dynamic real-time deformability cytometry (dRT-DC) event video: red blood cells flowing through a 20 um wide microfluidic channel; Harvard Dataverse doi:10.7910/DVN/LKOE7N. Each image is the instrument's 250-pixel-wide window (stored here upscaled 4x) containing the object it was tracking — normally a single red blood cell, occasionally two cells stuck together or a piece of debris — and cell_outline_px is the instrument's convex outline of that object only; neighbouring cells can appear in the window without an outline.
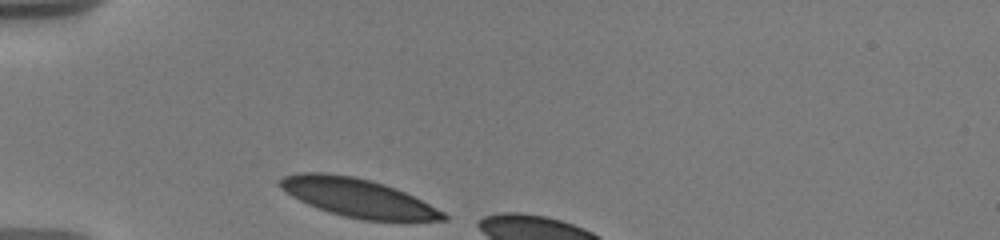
{"species": "human", "species_latin": "Homo sapiens", "temperature_condition": "warm", "stored_images_in_passage": 3, "camera_frame_rate_fps": 3000, "um_per_image_px": 0.085, "donor": {"sex": "male"}, "frame": {"image": 1, "passage_image": 1, "time_ms": 0.0, "image_size_px": [1000, 240], "cell_outline_px": [[448, 220], [404, 224], [400, 224], [364, 220], [344, 216], [316, 208], [292, 196], [280, 188], [280, 180], [284, 176], [296, 172], [324, 172], [352, 176], [372, 180], [384, 184], [404, 192], [444, 212], [448, 216]], "centroid_in_image_um": [30.51, 16.86], "position_along_channel_um": 54.5, "area_um2": 37.4}}